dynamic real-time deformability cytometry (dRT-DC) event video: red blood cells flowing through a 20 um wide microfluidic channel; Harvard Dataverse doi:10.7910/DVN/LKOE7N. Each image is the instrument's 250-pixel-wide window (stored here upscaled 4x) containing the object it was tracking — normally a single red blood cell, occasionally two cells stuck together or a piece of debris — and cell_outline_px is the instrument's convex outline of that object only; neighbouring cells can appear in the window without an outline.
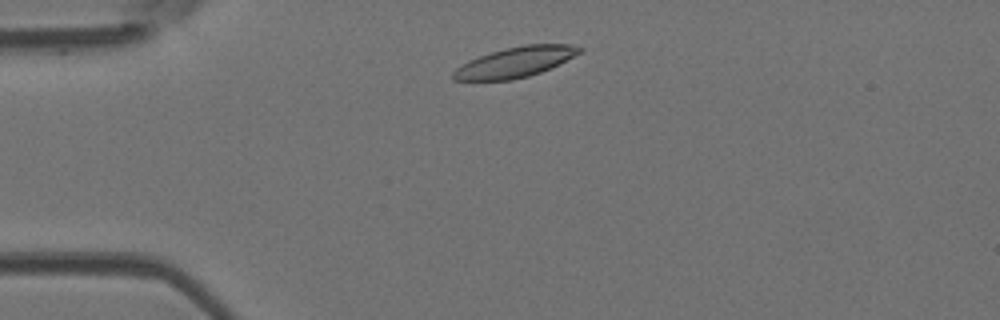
{"species": "Egyptian fruit bat (a non-hibernating species)", "species_latin": "Rousettus aegyptiacus", "temperature_condition": "room temperature", "stored_images_in_passage": 44, "camera_frame_rate_fps": 3000, "um_per_image_px": 0.085, "animal": {"sex": "female"}, "frame": {"image": 1, "passage_image": 4, "time_ms": 1.0, "image_size_px": [1000, 320], "cell_outline_px": [[584, 48], [580, 52], [540, 72], [528, 76], [512, 80], [452, 80], [452, 72], [456, 68], [468, 60], [504, 48], [524, 44], [568, 44]], "centroid_in_image_um": [43.73, 5.28], "position_along_channel_um": 41.3, "area_um2": 21.91}}
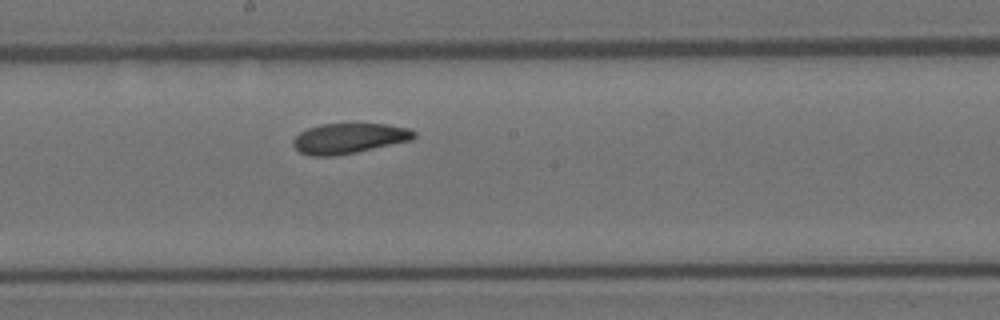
{"frame": {"image": 2, "passage_image": 20, "time_ms": 6.333, "image_size_px": [1000, 320], "cell_outline_px": [[416, 136], [412, 140], [356, 152], [336, 156], [308, 156], [300, 152], [292, 144], [292, 140], [300, 132], [308, 128], [320, 124], [388, 124], [408, 128], [416, 132]], "centroid_in_image_um": [29.65, 11.76], "position_along_channel_um": 218.5, "area_um2": 21.39}}
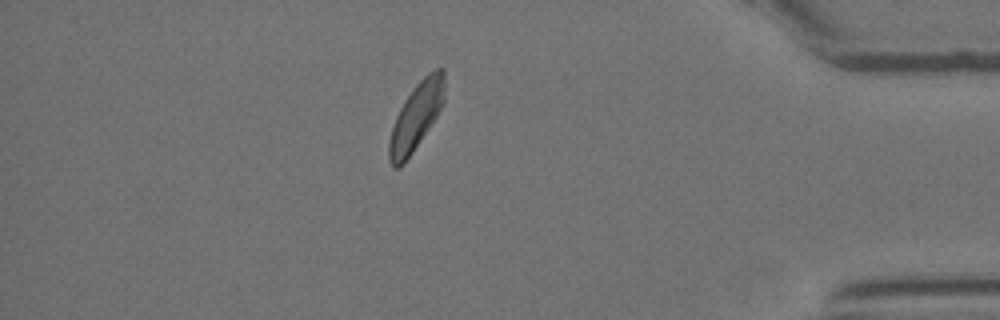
{"frame": {"image": 3, "passage_image": 37, "time_ms": 12.0, "image_size_px": [1000, 320], "cell_outline_px": [[444, 104], [404, 164], [400, 168], [392, 168], [388, 160], [388, 140], [396, 116], [404, 100], [416, 84], [428, 72], [436, 68], [444, 68]], "centroid_in_image_um": [35.35, 9.91], "position_along_channel_um": 399.9, "area_um2": 21.62}, "authors_computed_cell_mechanics": {"area_um2": 22.0218, "velocity_mm_per_s": 3.8633, "shape_relaxation_time_tau1_ms": 3.6846, "shape_relaxation_time_tau2_ms": null, "deformation_change_tau1": 0.117, "deformation_change_tau2": null}}